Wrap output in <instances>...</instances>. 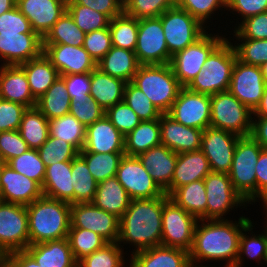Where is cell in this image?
<instances>
[{"label": "cell", "mask_w": 267, "mask_h": 267, "mask_svg": "<svg viewBox=\"0 0 267 267\" xmlns=\"http://www.w3.org/2000/svg\"><path fill=\"white\" fill-rule=\"evenodd\" d=\"M251 222L241 216L238 222L228 219L198 220L194 230L193 246L189 251L191 265L206 261H225L224 267H235L242 230ZM200 223V224H199Z\"/></svg>", "instance_id": "6da1fadb"}, {"label": "cell", "mask_w": 267, "mask_h": 267, "mask_svg": "<svg viewBox=\"0 0 267 267\" xmlns=\"http://www.w3.org/2000/svg\"><path fill=\"white\" fill-rule=\"evenodd\" d=\"M163 196L153 199H132L120 218L118 244H134L135 253L161 245Z\"/></svg>", "instance_id": "7a4b0ae2"}, {"label": "cell", "mask_w": 267, "mask_h": 267, "mask_svg": "<svg viewBox=\"0 0 267 267\" xmlns=\"http://www.w3.org/2000/svg\"><path fill=\"white\" fill-rule=\"evenodd\" d=\"M30 245L68 237L71 204L42 195L26 206Z\"/></svg>", "instance_id": "3957f363"}, {"label": "cell", "mask_w": 267, "mask_h": 267, "mask_svg": "<svg viewBox=\"0 0 267 267\" xmlns=\"http://www.w3.org/2000/svg\"><path fill=\"white\" fill-rule=\"evenodd\" d=\"M237 55L233 43L225 38L208 56L203 69L187 88L197 93L213 95L228 91Z\"/></svg>", "instance_id": "277c9868"}, {"label": "cell", "mask_w": 267, "mask_h": 267, "mask_svg": "<svg viewBox=\"0 0 267 267\" xmlns=\"http://www.w3.org/2000/svg\"><path fill=\"white\" fill-rule=\"evenodd\" d=\"M132 83L145 93L162 114L170 110L182 88L170 64L140 65Z\"/></svg>", "instance_id": "5b68a950"}, {"label": "cell", "mask_w": 267, "mask_h": 267, "mask_svg": "<svg viewBox=\"0 0 267 267\" xmlns=\"http://www.w3.org/2000/svg\"><path fill=\"white\" fill-rule=\"evenodd\" d=\"M262 149L251 135L240 136L228 173L232 186L248 204L256 202L255 166Z\"/></svg>", "instance_id": "8992f818"}, {"label": "cell", "mask_w": 267, "mask_h": 267, "mask_svg": "<svg viewBox=\"0 0 267 267\" xmlns=\"http://www.w3.org/2000/svg\"><path fill=\"white\" fill-rule=\"evenodd\" d=\"M210 126L249 136L252 130L253 112L229 91L210 95Z\"/></svg>", "instance_id": "52a82bcc"}, {"label": "cell", "mask_w": 267, "mask_h": 267, "mask_svg": "<svg viewBox=\"0 0 267 267\" xmlns=\"http://www.w3.org/2000/svg\"><path fill=\"white\" fill-rule=\"evenodd\" d=\"M159 17L171 56L190 46L206 32V28L209 29L178 6L169 8Z\"/></svg>", "instance_id": "ba28073f"}, {"label": "cell", "mask_w": 267, "mask_h": 267, "mask_svg": "<svg viewBox=\"0 0 267 267\" xmlns=\"http://www.w3.org/2000/svg\"><path fill=\"white\" fill-rule=\"evenodd\" d=\"M225 36L208 34L206 31L198 40L184 50L175 53L170 66L182 87H187L203 69L210 53L225 39Z\"/></svg>", "instance_id": "9c48e42d"}, {"label": "cell", "mask_w": 267, "mask_h": 267, "mask_svg": "<svg viewBox=\"0 0 267 267\" xmlns=\"http://www.w3.org/2000/svg\"><path fill=\"white\" fill-rule=\"evenodd\" d=\"M29 245L26 206L0 200V258Z\"/></svg>", "instance_id": "30bf717a"}, {"label": "cell", "mask_w": 267, "mask_h": 267, "mask_svg": "<svg viewBox=\"0 0 267 267\" xmlns=\"http://www.w3.org/2000/svg\"><path fill=\"white\" fill-rule=\"evenodd\" d=\"M197 219L163 195L161 245L190 251Z\"/></svg>", "instance_id": "8fae6325"}, {"label": "cell", "mask_w": 267, "mask_h": 267, "mask_svg": "<svg viewBox=\"0 0 267 267\" xmlns=\"http://www.w3.org/2000/svg\"><path fill=\"white\" fill-rule=\"evenodd\" d=\"M135 54L140 65L170 64L169 54L160 17L138 20Z\"/></svg>", "instance_id": "7c38bea8"}, {"label": "cell", "mask_w": 267, "mask_h": 267, "mask_svg": "<svg viewBox=\"0 0 267 267\" xmlns=\"http://www.w3.org/2000/svg\"><path fill=\"white\" fill-rule=\"evenodd\" d=\"M204 184L207 196L206 219H225L223 216L234 207L247 205L232 186L228 173L210 172L204 178Z\"/></svg>", "instance_id": "4fadbf2b"}, {"label": "cell", "mask_w": 267, "mask_h": 267, "mask_svg": "<svg viewBox=\"0 0 267 267\" xmlns=\"http://www.w3.org/2000/svg\"><path fill=\"white\" fill-rule=\"evenodd\" d=\"M210 107V95L197 93L187 87H182L177 99L166 114L187 127L205 130L210 126Z\"/></svg>", "instance_id": "5bb4252c"}, {"label": "cell", "mask_w": 267, "mask_h": 267, "mask_svg": "<svg viewBox=\"0 0 267 267\" xmlns=\"http://www.w3.org/2000/svg\"><path fill=\"white\" fill-rule=\"evenodd\" d=\"M115 177L131 199H153L165 195L137 156L124 155Z\"/></svg>", "instance_id": "9a60e30c"}, {"label": "cell", "mask_w": 267, "mask_h": 267, "mask_svg": "<svg viewBox=\"0 0 267 267\" xmlns=\"http://www.w3.org/2000/svg\"><path fill=\"white\" fill-rule=\"evenodd\" d=\"M266 87L260 66L236 60L228 91L252 112L259 105Z\"/></svg>", "instance_id": "2e32d148"}, {"label": "cell", "mask_w": 267, "mask_h": 267, "mask_svg": "<svg viewBox=\"0 0 267 267\" xmlns=\"http://www.w3.org/2000/svg\"><path fill=\"white\" fill-rule=\"evenodd\" d=\"M70 228L93 231L108 242H118L120 218L91 202L71 204Z\"/></svg>", "instance_id": "e0dca14e"}, {"label": "cell", "mask_w": 267, "mask_h": 267, "mask_svg": "<svg viewBox=\"0 0 267 267\" xmlns=\"http://www.w3.org/2000/svg\"><path fill=\"white\" fill-rule=\"evenodd\" d=\"M239 137L211 126L203 130L200 150L208 159L211 172L229 173Z\"/></svg>", "instance_id": "ac0fdd59"}, {"label": "cell", "mask_w": 267, "mask_h": 267, "mask_svg": "<svg viewBox=\"0 0 267 267\" xmlns=\"http://www.w3.org/2000/svg\"><path fill=\"white\" fill-rule=\"evenodd\" d=\"M43 53L60 76L91 73L97 67V62L83 46L43 44Z\"/></svg>", "instance_id": "d6986e66"}, {"label": "cell", "mask_w": 267, "mask_h": 267, "mask_svg": "<svg viewBox=\"0 0 267 267\" xmlns=\"http://www.w3.org/2000/svg\"><path fill=\"white\" fill-rule=\"evenodd\" d=\"M16 6L43 39L67 10V0H16Z\"/></svg>", "instance_id": "ffe728a7"}, {"label": "cell", "mask_w": 267, "mask_h": 267, "mask_svg": "<svg viewBox=\"0 0 267 267\" xmlns=\"http://www.w3.org/2000/svg\"><path fill=\"white\" fill-rule=\"evenodd\" d=\"M42 53L43 39L37 33L0 34L1 65H20Z\"/></svg>", "instance_id": "44dd1931"}, {"label": "cell", "mask_w": 267, "mask_h": 267, "mask_svg": "<svg viewBox=\"0 0 267 267\" xmlns=\"http://www.w3.org/2000/svg\"><path fill=\"white\" fill-rule=\"evenodd\" d=\"M42 195V188L36 181L4 165L0 178L1 201L27 206Z\"/></svg>", "instance_id": "7402d4cb"}, {"label": "cell", "mask_w": 267, "mask_h": 267, "mask_svg": "<svg viewBox=\"0 0 267 267\" xmlns=\"http://www.w3.org/2000/svg\"><path fill=\"white\" fill-rule=\"evenodd\" d=\"M159 123L161 144L177 154L201 148L203 130L178 123L166 113L160 116Z\"/></svg>", "instance_id": "603a6c76"}, {"label": "cell", "mask_w": 267, "mask_h": 267, "mask_svg": "<svg viewBox=\"0 0 267 267\" xmlns=\"http://www.w3.org/2000/svg\"><path fill=\"white\" fill-rule=\"evenodd\" d=\"M80 152L124 153V135L105 115L86 127V139Z\"/></svg>", "instance_id": "cb8c5ba5"}, {"label": "cell", "mask_w": 267, "mask_h": 267, "mask_svg": "<svg viewBox=\"0 0 267 267\" xmlns=\"http://www.w3.org/2000/svg\"><path fill=\"white\" fill-rule=\"evenodd\" d=\"M147 169L152 179L169 196L178 154L168 147L160 144L137 156Z\"/></svg>", "instance_id": "d4e9b609"}, {"label": "cell", "mask_w": 267, "mask_h": 267, "mask_svg": "<svg viewBox=\"0 0 267 267\" xmlns=\"http://www.w3.org/2000/svg\"><path fill=\"white\" fill-rule=\"evenodd\" d=\"M0 98L20 103L27 108L36 106L24 69L20 65L0 66Z\"/></svg>", "instance_id": "484cf974"}, {"label": "cell", "mask_w": 267, "mask_h": 267, "mask_svg": "<svg viewBox=\"0 0 267 267\" xmlns=\"http://www.w3.org/2000/svg\"><path fill=\"white\" fill-rule=\"evenodd\" d=\"M129 267H188L189 252L175 247L154 246L132 253Z\"/></svg>", "instance_id": "4316f807"}, {"label": "cell", "mask_w": 267, "mask_h": 267, "mask_svg": "<svg viewBox=\"0 0 267 267\" xmlns=\"http://www.w3.org/2000/svg\"><path fill=\"white\" fill-rule=\"evenodd\" d=\"M210 172L208 159L200 149L179 153L172 181L169 185V195L183 185L204 180Z\"/></svg>", "instance_id": "83f0119b"}, {"label": "cell", "mask_w": 267, "mask_h": 267, "mask_svg": "<svg viewBox=\"0 0 267 267\" xmlns=\"http://www.w3.org/2000/svg\"><path fill=\"white\" fill-rule=\"evenodd\" d=\"M25 250L42 267H77L68 238L36 243Z\"/></svg>", "instance_id": "f1b7e54d"}, {"label": "cell", "mask_w": 267, "mask_h": 267, "mask_svg": "<svg viewBox=\"0 0 267 267\" xmlns=\"http://www.w3.org/2000/svg\"><path fill=\"white\" fill-rule=\"evenodd\" d=\"M71 161L57 162L46 167L42 193L44 196L74 204Z\"/></svg>", "instance_id": "f546056e"}, {"label": "cell", "mask_w": 267, "mask_h": 267, "mask_svg": "<svg viewBox=\"0 0 267 267\" xmlns=\"http://www.w3.org/2000/svg\"><path fill=\"white\" fill-rule=\"evenodd\" d=\"M126 84L122 79L103 73L96 67L90 73V97L107 110L123 101Z\"/></svg>", "instance_id": "4dcf8cb0"}, {"label": "cell", "mask_w": 267, "mask_h": 267, "mask_svg": "<svg viewBox=\"0 0 267 267\" xmlns=\"http://www.w3.org/2000/svg\"><path fill=\"white\" fill-rule=\"evenodd\" d=\"M131 198L116 177L108 178L97 185L91 202L95 207L121 218L130 205Z\"/></svg>", "instance_id": "1f68e13d"}, {"label": "cell", "mask_w": 267, "mask_h": 267, "mask_svg": "<svg viewBox=\"0 0 267 267\" xmlns=\"http://www.w3.org/2000/svg\"><path fill=\"white\" fill-rule=\"evenodd\" d=\"M140 64L134 51L112 46L110 51L97 62V68L112 77L132 82Z\"/></svg>", "instance_id": "d6a6232c"}, {"label": "cell", "mask_w": 267, "mask_h": 267, "mask_svg": "<svg viewBox=\"0 0 267 267\" xmlns=\"http://www.w3.org/2000/svg\"><path fill=\"white\" fill-rule=\"evenodd\" d=\"M24 69L33 97L40 98L60 76L50 60L42 53L39 57L20 64Z\"/></svg>", "instance_id": "836d02e7"}, {"label": "cell", "mask_w": 267, "mask_h": 267, "mask_svg": "<svg viewBox=\"0 0 267 267\" xmlns=\"http://www.w3.org/2000/svg\"><path fill=\"white\" fill-rule=\"evenodd\" d=\"M161 144L159 119L141 121L131 132L124 136V154H139Z\"/></svg>", "instance_id": "e575fe53"}, {"label": "cell", "mask_w": 267, "mask_h": 267, "mask_svg": "<svg viewBox=\"0 0 267 267\" xmlns=\"http://www.w3.org/2000/svg\"><path fill=\"white\" fill-rule=\"evenodd\" d=\"M169 199L197 220L206 219L207 196L204 180L191 182L177 188L169 195Z\"/></svg>", "instance_id": "d590c367"}, {"label": "cell", "mask_w": 267, "mask_h": 267, "mask_svg": "<svg viewBox=\"0 0 267 267\" xmlns=\"http://www.w3.org/2000/svg\"><path fill=\"white\" fill-rule=\"evenodd\" d=\"M31 149H39L49 136V120L36 107L27 108L18 130Z\"/></svg>", "instance_id": "8d00e7d4"}, {"label": "cell", "mask_w": 267, "mask_h": 267, "mask_svg": "<svg viewBox=\"0 0 267 267\" xmlns=\"http://www.w3.org/2000/svg\"><path fill=\"white\" fill-rule=\"evenodd\" d=\"M71 99L65 81L59 76L52 86L37 99L36 107L50 120L68 114Z\"/></svg>", "instance_id": "74e56055"}, {"label": "cell", "mask_w": 267, "mask_h": 267, "mask_svg": "<svg viewBox=\"0 0 267 267\" xmlns=\"http://www.w3.org/2000/svg\"><path fill=\"white\" fill-rule=\"evenodd\" d=\"M49 136L70 143L78 152L83 150L86 127L68 113L49 120Z\"/></svg>", "instance_id": "f35d334b"}, {"label": "cell", "mask_w": 267, "mask_h": 267, "mask_svg": "<svg viewBox=\"0 0 267 267\" xmlns=\"http://www.w3.org/2000/svg\"><path fill=\"white\" fill-rule=\"evenodd\" d=\"M74 204L92 202L98 182L91 175L85 160L78 154L71 161Z\"/></svg>", "instance_id": "ab89813d"}, {"label": "cell", "mask_w": 267, "mask_h": 267, "mask_svg": "<svg viewBox=\"0 0 267 267\" xmlns=\"http://www.w3.org/2000/svg\"><path fill=\"white\" fill-rule=\"evenodd\" d=\"M85 33L66 10L43 38V44L83 46Z\"/></svg>", "instance_id": "60d3db41"}, {"label": "cell", "mask_w": 267, "mask_h": 267, "mask_svg": "<svg viewBox=\"0 0 267 267\" xmlns=\"http://www.w3.org/2000/svg\"><path fill=\"white\" fill-rule=\"evenodd\" d=\"M112 46L135 51L138 36V19L124 12L110 20Z\"/></svg>", "instance_id": "b9f144b4"}, {"label": "cell", "mask_w": 267, "mask_h": 267, "mask_svg": "<svg viewBox=\"0 0 267 267\" xmlns=\"http://www.w3.org/2000/svg\"><path fill=\"white\" fill-rule=\"evenodd\" d=\"M85 160L93 178L99 183L116 176L120 161L124 153H92L79 152Z\"/></svg>", "instance_id": "7bdbcfd3"}, {"label": "cell", "mask_w": 267, "mask_h": 267, "mask_svg": "<svg viewBox=\"0 0 267 267\" xmlns=\"http://www.w3.org/2000/svg\"><path fill=\"white\" fill-rule=\"evenodd\" d=\"M67 238L77 263L109 243L99 234L83 228H70Z\"/></svg>", "instance_id": "ee69618b"}, {"label": "cell", "mask_w": 267, "mask_h": 267, "mask_svg": "<svg viewBox=\"0 0 267 267\" xmlns=\"http://www.w3.org/2000/svg\"><path fill=\"white\" fill-rule=\"evenodd\" d=\"M67 11L84 33L109 27L111 19L107 15L76 4L73 0H67Z\"/></svg>", "instance_id": "f6af8a7d"}, {"label": "cell", "mask_w": 267, "mask_h": 267, "mask_svg": "<svg viewBox=\"0 0 267 267\" xmlns=\"http://www.w3.org/2000/svg\"><path fill=\"white\" fill-rule=\"evenodd\" d=\"M123 246L109 242L77 263V267H125Z\"/></svg>", "instance_id": "bcb514c9"}, {"label": "cell", "mask_w": 267, "mask_h": 267, "mask_svg": "<svg viewBox=\"0 0 267 267\" xmlns=\"http://www.w3.org/2000/svg\"><path fill=\"white\" fill-rule=\"evenodd\" d=\"M16 172L36 181L41 187L44 182L46 166L40 159L37 149H28L7 163Z\"/></svg>", "instance_id": "7dc6e473"}, {"label": "cell", "mask_w": 267, "mask_h": 267, "mask_svg": "<svg viewBox=\"0 0 267 267\" xmlns=\"http://www.w3.org/2000/svg\"><path fill=\"white\" fill-rule=\"evenodd\" d=\"M252 221L242 230L239 240V253L235 264V267H242L244 258L243 255L250 259L256 260L259 264L261 260L264 262L265 250L267 244V238L265 233L251 236L247 235L246 232L253 230ZM245 232V233H244Z\"/></svg>", "instance_id": "c3c4849f"}, {"label": "cell", "mask_w": 267, "mask_h": 267, "mask_svg": "<svg viewBox=\"0 0 267 267\" xmlns=\"http://www.w3.org/2000/svg\"><path fill=\"white\" fill-rule=\"evenodd\" d=\"M123 100L130 108H132L142 121L156 120L162 115L159 109L148 99L145 93L132 82H128L126 84Z\"/></svg>", "instance_id": "681fc988"}, {"label": "cell", "mask_w": 267, "mask_h": 267, "mask_svg": "<svg viewBox=\"0 0 267 267\" xmlns=\"http://www.w3.org/2000/svg\"><path fill=\"white\" fill-rule=\"evenodd\" d=\"M37 151L46 167L57 162L72 161L79 154L70 143L51 136Z\"/></svg>", "instance_id": "f907efd6"}, {"label": "cell", "mask_w": 267, "mask_h": 267, "mask_svg": "<svg viewBox=\"0 0 267 267\" xmlns=\"http://www.w3.org/2000/svg\"><path fill=\"white\" fill-rule=\"evenodd\" d=\"M176 6V0H125L123 12L136 19L159 17L164 11Z\"/></svg>", "instance_id": "816d5d0a"}, {"label": "cell", "mask_w": 267, "mask_h": 267, "mask_svg": "<svg viewBox=\"0 0 267 267\" xmlns=\"http://www.w3.org/2000/svg\"><path fill=\"white\" fill-rule=\"evenodd\" d=\"M237 40L241 43L234 44L233 47L239 61L255 66L267 62V39L237 38Z\"/></svg>", "instance_id": "f5cc1de1"}, {"label": "cell", "mask_w": 267, "mask_h": 267, "mask_svg": "<svg viewBox=\"0 0 267 267\" xmlns=\"http://www.w3.org/2000/svg\"><path fill=\"white\" fill-rule=\"evenodd\" d=\"M105 115L124 136L142 121L124 100L109 107Z\"/></svg>", "instance_id": "db71d44e"}, {"label": "cell", "mask_w": 267, "mask_h": 267, "mask_svg": "<svg viewBox=\"0 0 267 267\" xmlns=\"http://www.w3.org/2000/svg\"><path fill=\"white\" fill-rule=\"evenodd\" d=\"M105 112L106 110H104L97 101L91 97L71 99L69 113L85 127L103 118L105 116Z\"/></svg>", "instance_id": "11a10c76"}, {"label": "cell", "mask_w": 267, "mask_h": 267, "mask_svg": "<svg viewBox=\"0 0 267 267\" xmlns=\"http://www.w3.org/2000/svg\"><path fill=\"white\" fill-rule=\"evenodd\" d=\"M176 6L189 12L203 26L220 7L226 9V0H176Z\"/></svg>", "instance_id": "9f6ffc18"}, {"label": "cell", "mask_w": 267, "mask_h": 267, "mask_svg": "<svg viewBox=\"0 0 267 267\" xmlns=\"http://www.w3.org/2000/svg\"><path fill=\"white\" fill-rule=\"evenodd\" d=\"M83 48L98 62L112 48L109 27L85 33Z\"/></svg>", "instance_id": "6f0895ef"}, {"label": "cell", "mask_w": 267, "mask_h": 267, "mask_svg": "<svg viewBox=\"0 0 267 267\" xmlns=\"http://www.w3.org/2000/svg\"><path fill=\"white\" fill-rule=\"evenodd\" d=\"M233 30L236 38L267 39V12L249 17Z\"/></svg>", "instance_id": "680465c9"}, {"label": "cell", "mask_w": 267, "mask_h": 267, "mask_svg": "<svg viewBox=\"0 0 267 267\" xmlns=\"http://www.w3.org/2000/svg\"><path fill=\"white\" fill-rule=\"evenodd\" d=\"M30 149L18 130L0 132V159L6 164Z\"/></svg>", "instance_id": "91938a15"}, {"label": "cell", "mask_w": 267, "mask_h": 267, "mask_svg": "<svg viewBox=\"0 0 267 267\" xmlns=\"http://www.w3.org/2000/svg\"><path fill=\"white\" fill-rule=\"evenodd\" d=\"M26 106L0 98V132L19 130Z\"/></svg>", "instance_id": "94428289"}, {"label": "cell", "mask_w": 267, "mask_h": 267, "mask_svg": "<svg viewBox=\"0 0 267 267\" xmlns=\"http://www.w3.org/2000/svg\"><path fill=\"white\" fill-rule=\"evenodd\" d=\"M35 33L17 6L0 15V34Z\"/></svg>", "instance_id": "6125c7cd"}, {"label": "cell", "mask_w": 267, "mask_h": 267, "mask_svg": "<svg viewBox=\"0 0 267 267\" xmlns=\"http://www.w3.org/2000/svg\"><path fill=\"white\" fill-rule=\"evenodd\" d=\"M66 84L70 99L90 97V73L60 76Z\"/></svg>", "instance_id": "be15d7a7"}, {"label": "cell", "mask_w": 267, "mask_h": 267, "mask_svg": "<svg viewBox=\"0 0 267 267\" xmlns=\"http://www.w3.org/2000/svg\"><path fill=\"white\" fill-rule=\"evenodd\" d=\"M226 10L230 9L241 15L242 21L267 12V0H226Z\"/></svg>", "instance_id": "e7e4bbea"}, {"label": "cell", "mask_w": 267, "mask_h": 267, "mask_svg": "<svg viewBox=\"0 0 267 267\" xmlns=\"http://www.w3.org/2000/svg\"><path fill=\"white\" fill-rule=\"evenodd\" d=\"M76 4L89 7L99 13L107 15L110 19L123 12L121 0H73Z\"/></svg>", "instance_id": "03108f58"}, {"label": "cell", "mask_w": 267, "mask_h": 267, "mask_svg": "<svg viewBox=\"0 0 267 267\" xmlns=\"http://www.w3.org/2000/svg\"><path fill=\"white\" fill-rule=\"evenodd\" d=\"M256 172V202L267 195V149H262L255 166Z\"/></svg>", "instance_id": "003e7915"}, {"label": "cell", "mask_w": 267, "mask_h": 267, "mask_svg": "<svg viewBox=\"0 0 267 267\" xmlns=\"http://www.w3.org/2000/svg\"><path fill=\"white\" fill-rule=\"evenodd\" d=\"M4 259L9 267H42L26 250L11 252Z\"/></svg>", "instance_id": "a7ac6f4b"}, {"label": "cell", "mask_w": 267, "mask_h": 267, "mask_svg": "<svg viewBox=\"0 0 267 267\" xmlns=\"http://www.w3.org/2000/svg\"><path fill=\"white\" fill-rule=\"evenodd\" d=\"M250 135L263 149H267V117L252 118Z\"/></svg>", "instance_id": "89a4df30"}, {"label": "cell", "mask_w": 267, "mask_h": 267, "mask_svg": "<svg viewBox=\"0 0 267 267\" xmlns=\"http://www.w3.org/2000/svg\"><path fill=\"white\" fill-rule=\"evenodd\" d=\"M254 117H267V87L265 88L264 94L259 105L253 111Z\"/></svg>", "instance_id": "2644e50d"}, {"label": "cell", "mask_w": 267, "mask_h": 267, "mask_svg": "<svg viewBox=\"0 0 267 267\" xmlns=\"http://www.w3.org/2000/svg\"><path fill=\"white\" fill-rule=\"evenodd\" d=\"M16 6V0H0V15L13 9Z\"/></svg>", "instance_id": "8c879c8a"}, {"label": "cell", "mask_w": 267, "mask_h": 267, "mask_svg": "<svg viewBox=\"0 0 267 267\" xmlns=\"http://www.w3.org/2000/svg\"><path fill=\"white\" fill-rule=\"evenodd\" d=\"M261 72H262V75L264 77V80L267 82V62L266 63H263L261 66Z\"/></svg>", "instance_id": "753ad0ef"}, {"label": "cell", "mask_w": 267, "mask_h": 267, "mask_svg": "<svg viewBox=\"0 0 267 267\" xmlns=\"http://www.w3.org/2000/svg\"><path fill=\"white\" fill-rule=\"evenodd\" d=\"M261 201L263 203V208L267 210V195Z\"/></svg>", "instance_id": "34e18365"}, {"label": "cell", "mask_w": 267, "mask_h": 267, "mask_svg": "<svg viewBox=\"0 0 267 267\" xmlns=\"http://www.w3.org/2000/svg\"><path fill=\"white\" fill-rule=\"evenodd\" d=\"M5 164L6 163L2 159H0V178H1L2 170Z\"/></svg>", "instance_id": "11e5206c"}, {"label": "cell", "mask_w": 267, "mask_h": 267, "mask_svg": "<svg viewBox=\"0 0 267 267\" xmlns=\"http://www.w3.org/2000/svg\"><path fill=\"white\" fill-rule=\"evenodd\" d=\"M263 210H265V214H266V217H267V210L266 209H263ZM266 223L265 224H267V219H266V221H265ZM265 230L264 231H262V232H264L265 233V235H266V238H267V225L265 226V228H264Z\"/></svg>", "instance_id": "2a66077c"}, {"label": "cell", "mask_w": 267, "mask_h": 267, "mask_svg": "<svg viewBox=\"0 0 267 267\" xmlns=\"http://www.w3.org/2000/svg\"><path fill=\"white\" fill-rule=\"evenodd\" d=\"M264 263L267 264V244H266V250H265Z\"/></svg>", "instance_id": "b9fcfbb0"}, {"label": "cell", "mask_w": 267, "mask_h": 267, "mask_svg": "<svg viewBox=\"0 0 267 267\" xmlns=\"http://www.w3.org/2000/svg\"><path fill=\"white\" fill-rule=\"evenodd\" d=\"M3 267H9L7 261L3 258Z\"/></svg>", "instance_id": "09005b40"}, {"label": "cell", "mask_w": 267, "mask_h": 267, "mask_svg": "<svg viewBox=\"0 0 267 267\" xmlns=\"http://www.w3.org/2000/svg\"><path fill=\"white\" fill-rule=\"evenodd\" d=\"M188 267H206V266H203V265H202V266H200V265L195 266V265H191V264H190Z\"/></svg>", "instance_id": "979ff035"}, {"label": "cell", "mask_w": 267, "mask_h": 267, "mask_svg": "<svg viewBox=\"0 0 267 267\" xmlns=\"http://www.w3.org/2000/svg\"><path fill=\"white\" fill-rule=\"evenodd\" d=\"M0 267H3V258H0Z\"/></svg>", "instance_id": "deb4b68c"}]
</instances>
